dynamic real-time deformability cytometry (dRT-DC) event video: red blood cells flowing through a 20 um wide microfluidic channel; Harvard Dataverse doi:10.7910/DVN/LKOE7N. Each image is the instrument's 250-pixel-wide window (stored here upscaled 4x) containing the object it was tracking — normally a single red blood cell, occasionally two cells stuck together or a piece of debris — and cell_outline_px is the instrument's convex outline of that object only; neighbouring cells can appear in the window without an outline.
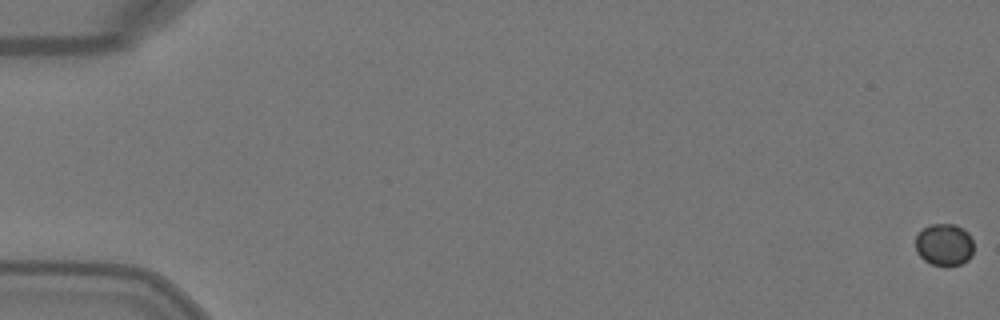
{"species": "Egyptian fruit bat (a non-hibernating species)", "species_latin": "Rousettus aegyptiacus", "temperature_condition": "warm", "stored_images_in_passage": 6, "camera_frame_rate_fps": 3000, "um_per_image_px": 0.085, "animal": {"sex": "female"}, "frame": {"image": 1, "passage_image": 1, "time_ms": 0.0, "image_size_px": [1000, 320], "cell_outline_px": [[972, 256], [968, 260], [960, 264], [948, 268], [932, 264], [924, 260], [916, 252], [916, 236], [924, 228], [932, 224], [956, 224], [964, 228], [968, 232], [972, 240]], "centroid_in_image_um": [80.27, 20.82], "position_along_channel_um": 4.7, "area_um2": 14.51}}
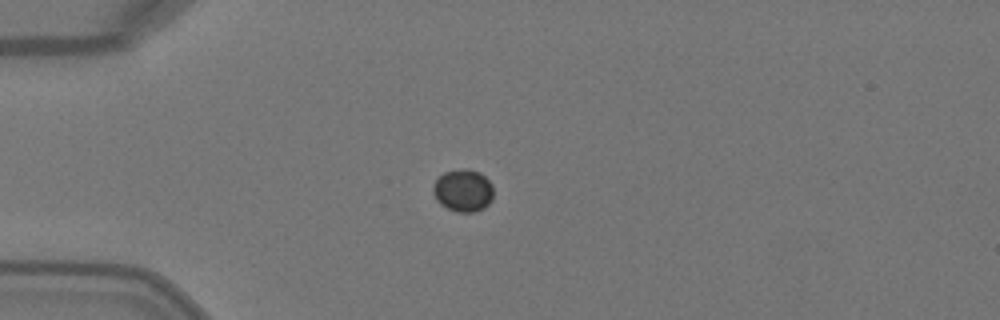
{"frame": {"image": 2, "passage_image": 5, "time_ms": 1.333, "image_size_px": [1000, 320], "cell_outline_px": [[492, 200], [484, 208], [472, 212], [456, 212], [440, 204], [436, 200], [432, 192], [432, 188], [436, 180], [444, 172], [464, 168], [468, 168], [480, 172], [492, 184]], "centroid_in_image_um": [39.35, 16.19], "position_along_channel_um": 45.6, "area_um2": 14.97}}
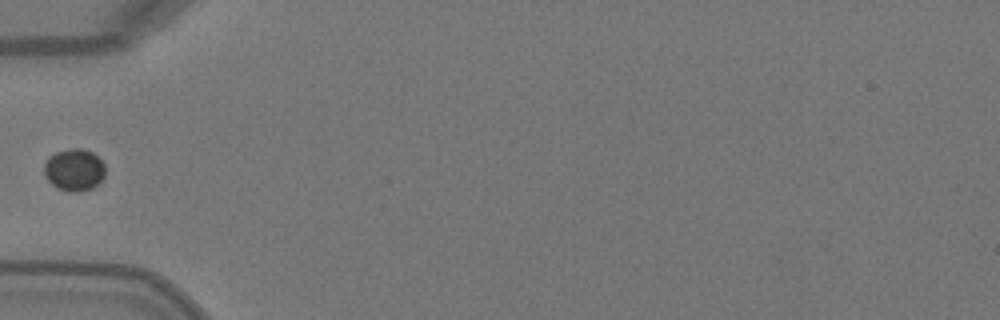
{"frame": {"image": 3, "passage_image": 6, "time_ms": 1.667, "image_size_px": [1000, 320], "cell_outline_px": [[104, 176], [92, 188], [80, 192], [68, 192], [56, 188], [44, 176], [44, 164], [48, 156], [56, 152], [72, 148], [80, 148], [92, 152], [104, 164]], "centroid_in_image_um": [6.27, 14.44], "position_along_channel_um": 78.7, "area_um2": 15.03}}